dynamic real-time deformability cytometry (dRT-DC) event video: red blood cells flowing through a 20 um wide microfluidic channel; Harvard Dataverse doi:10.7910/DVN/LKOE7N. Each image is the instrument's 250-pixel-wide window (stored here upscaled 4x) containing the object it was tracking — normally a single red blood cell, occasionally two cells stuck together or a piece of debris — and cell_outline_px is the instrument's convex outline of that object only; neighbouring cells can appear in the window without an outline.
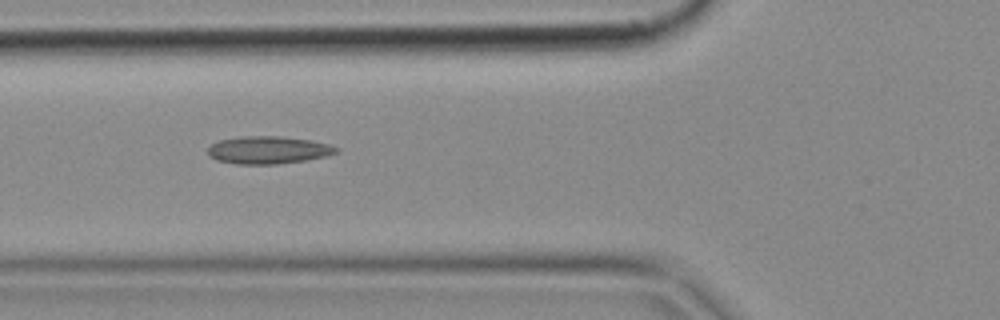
{"species": "common noctule bat (a hibernating species)", "species_latin": "Nyctalus noctula", "temperature_condition": "cold", "stored_images_in_passage": 5, "camera_frame_rate_fps": 3000, "um_per_image_px": 0.085, "animal": {"sex": "female", "body_mass_g": 18.4}, "frame": {"image": 1, "passage_image": 3, "time_ms": 0.667, "image_size_px": [1000, 320], "cell_outline_px": [[340, 148], [336, 152], [324, 156], [304, 160], [276, 164], [236, 164], [216, 160], [208, 156], [208, 148], [212, 144], [220, 140], [244, 136], [280, 136], [312, 140], [328, 144]], "centroid_in_image_um": [22.77, 12.75], "position_along_channel_um": 103.0, "area_um2": 20.52}}
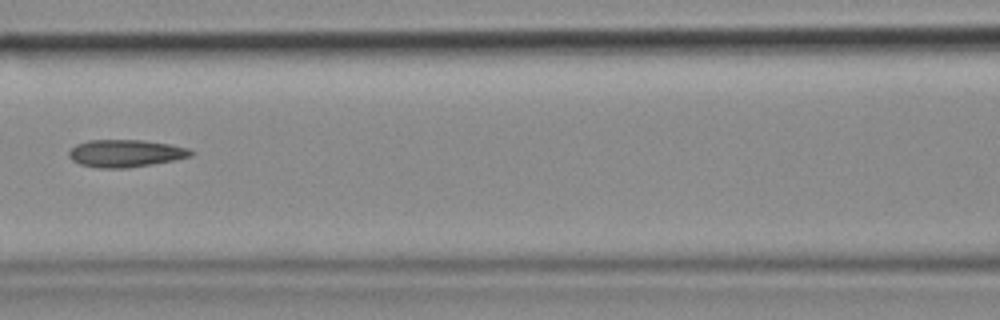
{"frame": {"image": 2, "passage_image": 4, "time_ms": 1.0, "image_size_px": [1000, 320], "cell_outline_px": [[196, 152], [192, 156], [152, 164], [128, 168], [100, 168], [80, 164], [72, 160], [68, 156], [68, 152], [76, 144], [88, 140], [140, 140], [168, 144], [188, 148]], "centroid_in_image_um": [10.66, 13.03], "position_along_channel_um": 155.9, "area_um2": 19.42}}